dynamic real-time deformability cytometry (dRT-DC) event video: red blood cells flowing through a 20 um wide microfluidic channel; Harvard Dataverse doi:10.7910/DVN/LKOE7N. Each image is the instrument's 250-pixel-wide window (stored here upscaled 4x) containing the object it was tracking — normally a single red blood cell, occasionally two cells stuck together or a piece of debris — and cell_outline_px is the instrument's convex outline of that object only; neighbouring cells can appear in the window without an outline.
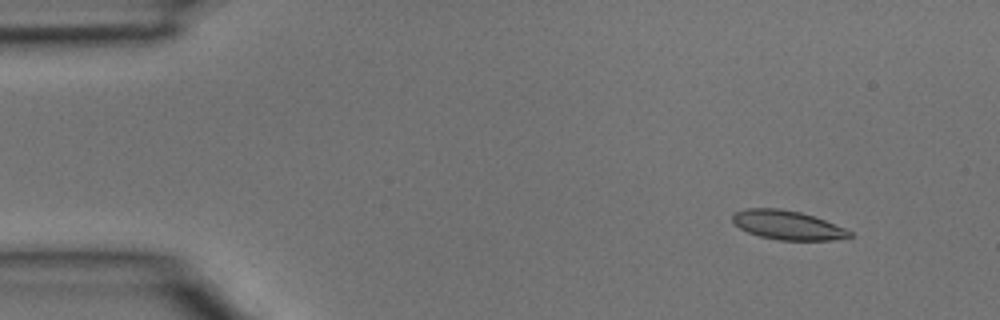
{"species": "common noctule bat (a hibernating species)", "species_latin": "Nyctalus noctula", "temperature_condition": "room temperature", "stored_images_in_passage": 3, "camera_frame_rate_fps": 3000, "um_per_image_px": 0.085, "animal": {"sex": "male", "body_mass_g": 15.6}, "frame": {"image": 1, "passage_image": 1, "time_ms": 0.0, "image_size_px": [1000, 320], "cell_outline_px": [[852, 236], [832, 240], [780, 240], [760, 236], [748, 232], [740, 228], [732, 220], [732, 212], [744, 208], [780, 208], [800, 212], [824, 220], [844, 228], [852, 232]], "centroid_in_image_um": [66.89, 19.12], "position_along_channel_um": 18.1, "area_um2": 19.71}}
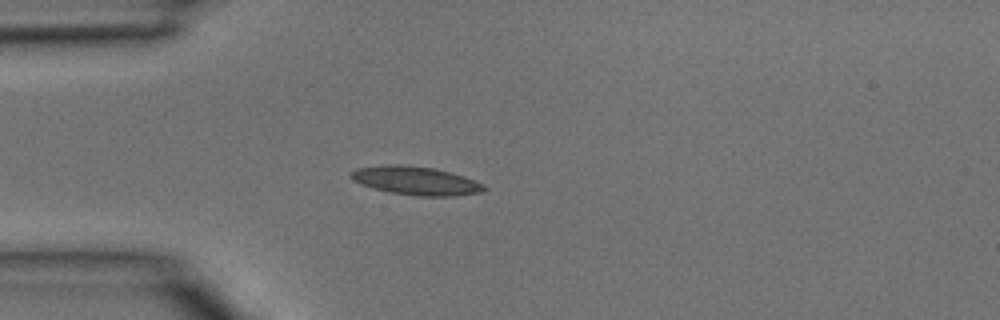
{"frame": {"image": 2, "passage_image": 3, "time_ms": 0.667, "image_size_px": [1000, 320], "cell_outline_px": [[488, 188], [480, 192], [452, 196], [416, 196], [392, 192], [360, 184], [352, 180], [348, 176], [356, 168], [384, 164], [400, 164], [432, 168], [452, 172], [464, 176], [484, 184]], "centroid_in_image_um": [35.34, 15.35], "position_along_channel_um": 49.7, "area_um2": 22.08}}